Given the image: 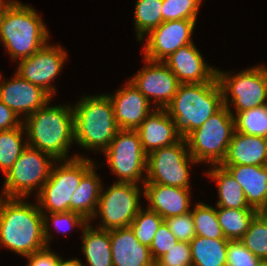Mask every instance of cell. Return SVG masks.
I'll return each instance as SVG.
<instances>
[{
  "label": "cell",
  "instance_id": "1",
  "mask_svg": "<svg viewBox=\"0 0 267 266\" xmlns=\"http://www.w3.org/2000/svg\"><path fill=\"white\" fill-rule=\"evenodd\" d=\"M23 200L0 197V245L26 257L47 245L43 213Z\"/></svg>",
  "mask_w": 267,
  "mask_h": 266
},
{
  "label": "cell",
  "instance_id": "2",
  "mask_svg": "<svg viewBox=\"0 0 267 266\" xmlns=\"http://www.w3.org/2000/svg\"><path fill=\"white\" fill-rule=\"evenodd\" d=\"M37 109L23 122L28 146L51 155L57 162L67 160L74 141V112L71 106H48Z\"/></svg>",
  "mask_w": 267,
  "mask_h": 266
},
{
  "label": "cell",
  "instance_id": "3",
  "mask_svg": "<svg viewBox=\"0 0 267 266\" xmlns=\"http://www.w3.org/2000/svg\"><path fill=\"white\" fill-rule=\"evenodd\" d=\"M223 106V91L217 75L209 82L179 84L165 107L182 138L201 127Z\"/></svg>",
  "mask_w": 267,
  "mask_h": 266
},
{
  "label": "cell",
  "instance_id": "4",
  "mask_svg": "<svg viewBox=\"0 0 267 266\" xmlns=\"http://www.w3.org/2000/svg\"><path fill=\"white\" fill-rule=\"evenodd\" d=\"M49 33L35 9L9 0L0 15V41L13 60L30 57L47 44Z\"/></svg>",
  "mask_w": 267,
  "mask_h": 266
},
{
  "label": "cell",
  "instance_id": "5",
  "mask_svg": "<svg viewBox=\"0 0 267 266\" xmlns=\"http://www.w3.org/2000/svg\"><path fill=\"white\" fill-rule=\"evenodd\" d=\"M72 108L74 141L84 149L104 152L119 130L108 94L85 96Z\"/></svg>",
  "mask_w": 267,
  "mask_h": 266
},
{
  "label": "cell",
  "instance_id": "6",
  "mask_svg": "<svg viewBox=\"0 0 267 266\" xmlns=\"http://www.w3.org/2000/svg\"><path fill=\"white\" fill-rule=\"evenodd\" d=\"M94 165L90 158L78 155L67 160H59V166L56 168L52 166L48 180L37 193L40 211L47 210L46 213L71 211L70 198L82 178Z\"/></svg>",
  "mask_w": 267,
  "mask_h": 266
},
{
  "label": "cell",
  "instance_id": "7",
  "mask_svg": "<svg viewBox=\"0 0 267 266\" xmlns=\"http://www.w3.org/2000/svg\"><path fill=\"white\" fill-rule=\"evenodd\" d=\"M230 106L223 105L201 127L189 133L186 143L197 163L220 165L227 154L235 131V119Z\"/></svg>",
  "mask_w": 267,
  "mask_h": 266
},
{
  "label": "cell",
  "instance_id": "8",
  "mask_svg": "<svg viewBox=\"0 0 267 266\" xmlns=\"http://www.w3.org/2000/svg\"><path fill=\"white\" fill-rule=\"evenodd\" d=\"M54 161L51 155L27 146L5 174L4 197L25 199L33 189L39 192L49 178Z\"/></svg>",
  "mask_w": 267,
  "mask_h": 266
},
{
  "label": "cell",
  "instance_id": "9",
  "mask_svg": "<svg viewBox=\"0 0 267 266\" xmlns=\"http://www.w3.org/2000/svg\"><path fill=\"white\" fill-rule=\"evenodd\" d=\"M197 161L191 156L185 138L147 155V171L143 184H161L189 189V167Z\"/></svg>",
  "mask_w": 267,
  "mask_h": 266
},
{
  "label": "cell",
  "instance_id": "10",
  "mask_svg": "<svg viewBox=\"0 0 267 266\" xmlns=\"http://www.w3.org/2000/svg\"><path fill=\"white\" fill-rule=\"evenodd\" d=\"M217 78L223 91V105L229 107L230 94L236 114L267 105V67H251L233 76L217 69Z\"/></svg>",
  "mask_w": 267,
  "mask_h": 266
},
{
  "label": "cell",
  "instance_id": "11",
  "mask_svg": "<svg viewBox=\"0 0 267 266\" xmlns=\"http://www.w3.org/2000/svg\"><path fill=\"white\" fill-rule=\"evenodd\" d=\"M98 200L95 216L100 214V230H113L129 227L138 214L141 190L139 185L130 182H115L106 191H102Z\"/></svg>",
  "mask_w": 267,
  "mask_h": 266
},
{
  "label": "cell",
  "instance_id": "12",
  "mask_svg": "<svg viewBox=\"0 0 267 266\" xmlns=\"http://www.w3.org/2000/svg\"><path fill=\"white\" fill-rule=\"evenodd\" d=\"M104 154L110 169L120 178L118 182H145L141 177L147 171V154L137 130L119 129Z\"/></svg>",
  "mask_w": 267,
  "mask_h": 266
},
{
  "label": "cell",
  "instance_id": "13",
  "mask_svg": "<svg viewBox=\"0 0 267 266\" xmlns=\"http://www.w3.org/2000/svg\"><path fill=\"white\" fill-rule=\"evenodd\" d=\"M66 58L67 52L61 46H50L47 43L30 57L20 60L16 73L52 97L56 93L52 81L62 71Z\"/></svg>",
  "mask_w": 267,
  "mask_h": 266
},
{
  "label": "cell",
  "instance_id": "14",
  "mask_svg": "<svg viewBox=\"0 0 267 266\" xmlns=\"http://www.w3.org/2000/svg\"><path fill=\"white\" fill-rule=\"evenodd\" d=\"M145 67L133 75L130 81L157 109H165L175 96L179 81L163 61L144 58Z\"/></svg>",
  "mask_w": 267,
  "mask_h": 266
},
{
  "label": "cell",
  "instance_id": "15",
  "mask_svg": "<svg viewBox=\"0 0 267 266\" xmlns=\"http://www.w3.org/2000/svg\"><path fill=\"white\" fill-rule=\"evenodd\" d=\"M196 20L164 21L147 35L144 46V58L152 61H164L179 48L192 42Z\"/></svg>",
  "mask_w": 267,
  "mask_h": 266
},
{
  "label": "cell",
  "instance_id": "16",
  "mask_svg": "<svg viewBox=\"0 0 267 266\" xmlns=\"http://www.w3.org/2000/svg\"><path fill=\"white\" fill-rule=\"evenodd\" d=\"M1 81L0 101L18 117L24 113L23 116L26 118L52 100L51 96L41 87L25 80L16 72L13 79Z\"/></svg>",
  "mask_w": 267,
  "mask_h": 266
},
{
  "label": "cell",
  "instance_id": "17",
  "mask_svg": "<svg viewBox=\"0 0 267 266\" xmlns=\"http://www.w3.org/2000/svg\"><path fill=\"white\" fill-rule=\"evenodd\" d=\"M108 96L119 129L136 130L151 113L149 100L130 80L123 89Z\"/></svg>",
  "mask_w": 267,
  "mask_h": 266
},
{
  "label": "cell",
  "instance_id": "18",
  "mask_svg": "<svg viewBox=\"0 0 267 266\" xmlns=\"http://www.w3.org/2000/svg\"><path fill=\"white\" fill-rule=\"evenodd\" d=\"M163 62L180 84L209 82L217 75V69L205 63L194 43L179 48Z\"/></svg>",
  "mask_w": 267,
  "mask_h": 266
},
{
  "label": "cell",
  "instance_id": "19",
  "mask_svg": "<svg viewBox=\"0 0 267 266\" xmlns=\"http://www.w3.org/2000/svg\"><path fill=\"white\" fill-rule=\"evenodd\" d=\"M136 130L147 155L156 149L171 146L182 139L174 120L165 109H154Z\"/></svg>",
  "mask_w": 267,
  "mask_h": 266
},
{
  "label": "cell",
  "instance_id": "20",
  "mask_svg": "<svg viewBox=\"0 0 267 266\" xmlns=\"http://www.w3.org/2000/svg\"><path fill=\"white\" fill-rule=\"evenodd\" d=\"M143 189L149 203L147 208L157 212L163 219L191 211L189 189L161 184H144Z\"/></svg>",
  "mask_w": 267,
  "mask_h": 266
},
{
  "label": "cell",
  "instance_id": "21",
  "mask_svg": "<svg viewBox=\"0 0 267 266\" xmlns=\"http://www.w3.org/2000/svg\"><path fill=\"white\" fill-rule=\"evenodd\" d=\"M113 266H146L153 261L150 248L142 245L131 227L109 230Z\"/></svg>",
  "mask_w": 267,
  "mask_h": 266
},
{
  "label": "cell",
  "instance_id": "22",
  "mask_svg": "<svg viewBox=\"0 0 267 266\" xmlns=\"http://www.w3.org/2000/svg\"><path fill=\"white\" fill-rule=\"evenodd\" d=\"M220 165H267V138L234 131Z\"/></svg>",
  "mask_w": 267,
  "mask_h": 266
},
{
  "label": "cell",
  "instance_id": "23",
  "mask_svg": "<svg viewBox=\"0 0 267 266\" xmlns=\"http://www.w3.org/2000/svg\"><path fill=\"white\" fill-rule=\"evenodd\" d=\"M241 185L247 203L259 211L267 198V165H221Z\"/></svg>",
  "mask_w": 267,
  "mask_h": 266
},
{
  "label": "cell",
  "instance_id": "24",
  "mask_svg": "<svg viewBox=\"0 0 267 266\" xmlns=\"http://www.w3.org/2000/svg\"><path fill=\"white\" fill-rule=\"evenodd\" d=\"M213 167L206 174L218 183L219 200L216 206L228 209H254L247 203L241 185L231 173L221 165Z\"/></svg>",
  "mask_w": 267,
  "mask_h": 266
},
{
  "label": "cell",
  "instance_id": "25",
  "mask_svg": "<svg viewBox=\"0 0 267 266\" xmlns=\"http://www.w3.org/2000/svg\"><path fill=\"white\" fill-rule=\"evenodd\" d=\"M82 232V251L88 266H113L109 231L93 228L88 223Z\"/></svg>",
  "mask_w": 267,
  "mask_h": 266
},
{
  "label": "cell",
  "instance_id": "26",
  "mask_svg": "<svg viewBox=\"0 0 267 266\" xmlns=\"http://www.w3.org/2000/svg\"><path fill=\"white\" fill-rule=\"evenodd\" d=\"M95 172V166L82 178L80 185L73 193L71 211L81 214L90 221L95 216L102 184Z\"/></svg>",
  "mask_w": 267,
  "mask_h": 266
},
{
  "label": "cell",
  "instance_id": "27",
  "mask_svg": "<svg viewBox=\"0 0 267 266\" xmlns=\"http://www.w3.org/2000/svg\"><path fill=\"white\" fill-rule=\"evenodd\" d=\"M229 240L195 236L190 242L192 266H227Z\"/></svg>",
  "mask_w": 267,
  "mask_h": 266
},
{
  "label": "cell",
  "instance_id": "28",
  "mask_svg": "<svg viewBox=\"0 0 267 266\" xmlns=\"http://www.w3.org/2000/svg\"><path fill=\"white\" fill-rule=\"evenodd\" d=\"M218 222L224 237L229 241L241 240L250 222L258 214L255 209H228L217 207Z\"/></svg>",
  "mask_w": 267,
  "mask_h": 266
},
{
  "label": "cell",
  "instance_id": "29",
  "mask_svg": "<svg viewBox=\"0 0 267 266\" xmlns=\"http://www.w3.org/2000/svg\"><path fill=\"white\" fill-rule=\"evenodd\" d=\"M25 127L23 123L19 127L0 131V168L6 174L17 161L23 150L28 146L22 144V134Z\"/></svg>",
  "mask_w": 267,
  "mask_h": 266
},
{
  "label": "cell",
  "instance_id": "30",
  "mask_svg": "<svg viewBox=\"0 0 267 266\" xmlns=\"http://www.w3.org/2000/svg\"><path fill=\"white\" fill-rule=\"evenodd\" d=\"M163 0H137L135 4V29L137 40L157 28L162 22Z\"/></svg>",
  "mask_w": 267,
  "mask_h": 266
},
{
  "label": "cell",
  "instance_id": "31",
  "mask_svg": "<svg viewBox=\"0 0 267 266\" xmlns=\"http://www.w3.org/2000/svg\"><path fill=\"white\" fill-rule=\"evenodd\" d=\"M191 212L196 236L210 239H226L218 222L215 208L204 203H197Z\"/></svg>",
  "mask_w": 267,
  "mask_h": 266
},
{
  "label": "cell",
  "instance_id": "32",
  "mask_svg": "<svg viewBox=\"0 0 267 266\" xmlns=\"http://www.w3.org/2000/svg\"><path fill=\"white\" fill-rule=\"evenodd\" d=\"M233 116L235 131L267 138V105L244 110Z\"/></svg>",
  "mask_w": 267,
  "mask_h": 266
},
{
  "label": "cell",
  "instance_id": "33",
  "mask_svg": "<svg viewBox=\"0 0 267 266\" xmlns=\"http://www.w3.org/2000/svg\"><path fill=\"white\" fill-rule=\"evenodd\" d=\"M240 241L260 260H267V218L257 214Z\"/></svg>",
  "mask_w": 267,
  "mask_h": 266
},
{
  "label": "cell",
  "instance_id": "34",
  "mask_svg": "<svg viewBox=\"0 0 267 266\" xmlns=\"http://www.w3.org/2000/svg\"><path fill=\"white\" fill-rule=\"evenodd\" d=\"M164 219L155 211L150 209L139 210L136 217L130 224L137 240L142 244L150 248L153 238L158 230V227L162 224Z\"/></svg>",
  "mask_w": 267,
  "mask_h": 266
},
{
  "label": "cell",
  "instance_id": "35",
  "mask_svg": "<svg viewBox=\"0 0 267 266\" xmlns=\"http://www.w3.org/2000/svg\"><path fill=\"white\" fill-rule=\"evenodd\" d=\"M203 0H163L162 20H197Z\"/></svg>",
  "mask_w": 267,
  "mask_h": 266
},
{
  "label": "cell",
  "instance_id": "36",
  "mask_svg": "<svg viewBox=\"0 0 267 266\" xmlns=\"http://www.w3.org/2000/svg\"><path fill=\"white\" fill-rule=\"evenodd\" d=\"M43 221H44V238L47 247H49V240L52 238L51 233H49V220L52 221V223L56 226L57 231H62V233H65L67 231L64 230L65 228H68V230L81 226L82 228L86 226L89 221L86 220L81 214L74 212V211H68V212H61V213H49V216L46 215V213L43 211ZM51 217V218H49ZM54 226V227H55ZM64 227V228H63Z\"/></svg>",
  "mask_w": 267,
  "mask_h": 266
},
{
  "label": "cell",
  "instance_id": "37",
  "mask_svg": "<svg viewBox=\"0 0 267 266\" xmlns=\"http://www.w3.org/2000/svg\"><path fill=\"white\" fill-rule=\"evenodd\" d=\"M164 221L179 242L190 243L195 238L196 233L191 211L182 215L168 217Z\"/></svg>",
  "mask_w": 267,
  "mask_h": 266
},
{
  "label": "cell",
  "instance_id": "38",
  "mask_svg": "<svg viewBox=\"0 0 267 266\" xmlns=\"http://www.w3.org/2000/svg\"><path fill=\"white\" fill-rule=\"evenodd\" d=\"M179 243L177 238L172 234L165 221L158 227V230L150 245V252L153 260H158L170 249Z\"/></svg>",
  "mask_w": 267,
  "mask_h": 266
},
{
  "label": "cell",
  "instance_id": "39",
  "mask_svg": "<svg viewBox=\"0 0 267 266\" xmlns=\"http://www.w3.org/2000/svg\"><path fill=\"white\" fill-rule=\"evenodd\" d=\"M260 259L251 253L240 240L229 241L227 266H256Z\"/></svg>",
  "mask_w": 267,
  "mask_h": 266
},
{
  "label": "cell",
  "instance_id": "40",
  "mask_svg": "<svg viewBox=\"0 0 267 266\" xmlns=\"http://www.w3.org/2000/svg\"><path fill=\"white\" fill-rule=\"evenodd\" d=\"M160 266H192L189 242H179L157 260Z\"/></svg>",
  "mask_w": 267,
  "mask_h": 266
},
{
  "label": "cell",
  "instance_id": "41",
  "mask_svg": "<svg viewBox=\"0 0 267 266\" xmlns=\"http://www.w3.org/2000/svg\"><path fill=\"white\" fill-rule=\"evenodd\" d=\"M28 266H58L60 256L51 252L49 247H45L39 251H36L29 256Z\"/></svg>",
  "mask_w": 267,
  "mask_h": 266
},
{
  "label": "cell",
  "instance_id": "42",
  "mask_svg": "<svg viewBox=\"0 0 267 266\" xmlns=\"http://www.w3.org/2000/svg\"><path fill=\"white\" fill-rule=\"evenodd\" d=\"M22 122L10 108L0 101V131L19 127Z\"/></svg>",
  "mask_w": 267,
  "mask_h": 266
},
{
  "label": "cell",
  "instance_id": "43",
  "mask_svg": "<svg viewBox=\"0 0 267 266\" xmlns=\"http://www.w3.org/2000/svg\"><path fill=\"white\" fill-rule=\"evenodd\" d=\"M58 266H83V264L78 259L63 260L60 257Z\"/></svg>",
  "mask_w": 267,
  "mask_h": 266
},
{
  "label": "cell",
  "instance_id": "44",
  "mask_svg": "<svg viewBox=\"0 0 267 266\" xmlns=\"http://www.w3.org/2000/svg\"><path fill=\"white\" fill-rule=\"evenodd\" d=\"M258 214L267 218V198L266 201L264 203V205L261 207V209L258 211Z\"/></svg>",
  "mask_w": 267,
  "mask_h": 266
},
{
  "label": "cell",
  "instance_id": "45",
  "mask_svg": "<svg viewBox=\"0 0 267 266\" xmlns=\"http://www.w3.org/2000/svg\"><path fill=\"white\" fill-rule=\"evenodd\" d=\"M8 2H6L5 0H0V15H1V12L3 10V8L5 7V5L7 4Z\"/></svg>",
  "mask_w": 267,
  "mask_h": 266
},
{
  "label": "cell",
  "instance_id": "46",
  "mask_svg": "<svg viewBox=\"0 0 267 266\" xmlns=\"http://www.w3.org/2000/svg\"><path fill=\"white\" fill-rule=\"evenodd\" d=\"M256 266H267V260H260Z\"/></svg>",
  "mask_w": 267,
  "mask_h": 266
},
{
  "label": "cell",
  "instance_id": "47",
  "mask_svg": "<svg viewBox=\"0 0 267 266\" xmlns=\"http://www.w3.org/2000/svg\"><path fill=\"white\" fill-rule=\"evenodd\" d=\"M146 266H160L159 262L156 260H153L150 264L146 265Z\"/></svg>",
  "mask_w": 267,
  "mask_h": 266
}]
</instances>
